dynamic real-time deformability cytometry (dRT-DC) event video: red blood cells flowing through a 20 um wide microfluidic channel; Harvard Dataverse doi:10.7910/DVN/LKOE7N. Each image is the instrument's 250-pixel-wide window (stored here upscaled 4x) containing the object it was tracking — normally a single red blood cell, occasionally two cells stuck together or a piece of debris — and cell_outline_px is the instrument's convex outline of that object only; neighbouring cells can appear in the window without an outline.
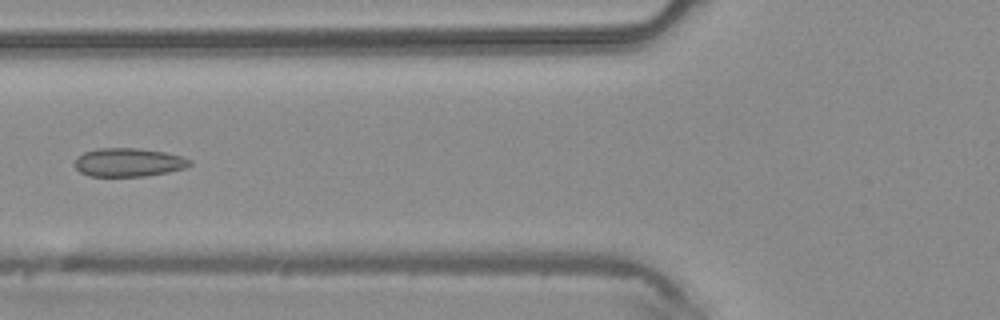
{"species": "common noctule bat (a hibernating species)", "species_latin": "Nyctalus noctula", "temperature_condition": "warm", "stored_images_in_passage": 6, "camera_frame_rate_fps": 3000, "um_per_image_px": 0.085, "animal": {"sex": "male", "body_mass_g": 20.4}, "frame": {"image": 1, "passage_image": 5, "time_ms": 1.333, "image_size_px": [1000, 320], "cell_outline_px": [[192, 164], [184, 168], [168, 172], [144, 176], [88, 176], [80, 172], [76, 168], [76, 156], [84, 152], [96, 148], [136, 148], [164, 152], [184, 156], [192, 160]], "centroid_in_image_um": [10.93, 13.79], "position_along_channel_um": 114.9, "area_um2": 19.19}}
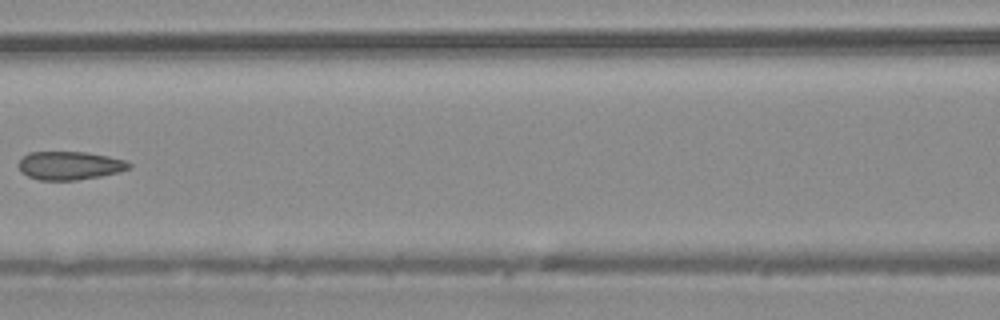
{"frame": {"image": 2, "passage_image": 6, "time_ms": 1.667, "image_size_px": [1000, 320], "cell_outline_px": [[132, 168], [120, 172], [100, 176], [76, 180], [40, 180], [28, 176], [20, 172], [20, 160], [28, 152], [84, 152], [108, 156], [128, 160], [132, 164]], "centroid_in_image_um": [5.98, 14.07], "position_along_channel_um": 160.6, "area_um2": 18.32}}